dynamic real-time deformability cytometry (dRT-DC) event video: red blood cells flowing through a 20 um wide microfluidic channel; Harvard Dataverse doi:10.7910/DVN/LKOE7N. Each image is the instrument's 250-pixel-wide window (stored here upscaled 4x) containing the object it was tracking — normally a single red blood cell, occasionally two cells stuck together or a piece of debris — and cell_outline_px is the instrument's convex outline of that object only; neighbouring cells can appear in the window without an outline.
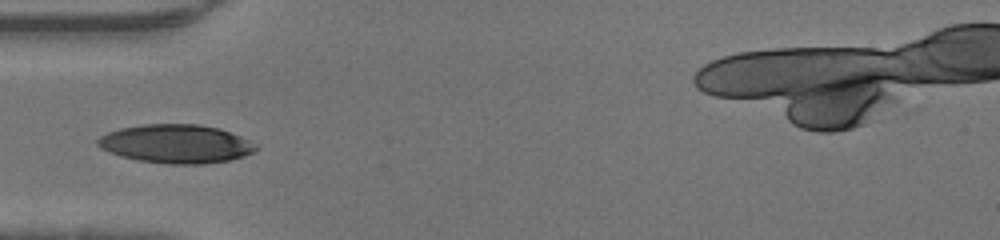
{"species": "human", "species_latin": "Homo sapiens", "temperature_condition": "warm", "stored_images_in_passage": 31, "camera_frame_rate_fps": 3000, "um_per_image_px": 0.085, "donor": {"sex": "male"}, "frame": {"image": 1, "passage_image": 1, "time_ms": 0.0, "image_size_px": [1000, 240], "cell_outline_px": [[260, 148], [244, 156], [228, 160], [204, 164], [168, 164], [136, 160], [120, 156], [100, 148], [96, 144], [96, 140], [100, 136], [108, 132], [120, 128], [144, 124], [200, 124], [220, 128], [240, 136], [248, 140]], "centroid_in_image_um": [14.94, 12.22], "position_along_channel_um": 70.1, "area_um2": 35.72}}
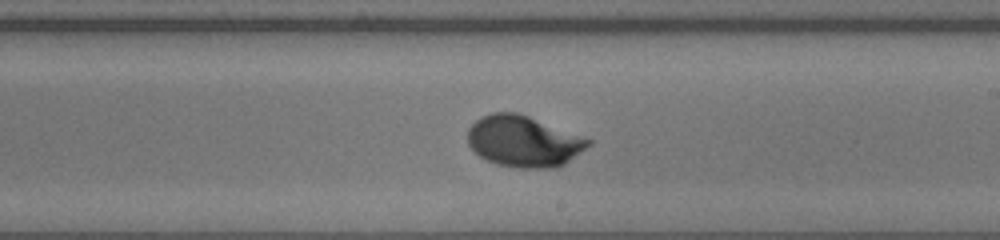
{"frame": {"image": 2, "passage_image": 13, "time_ms": 4.0, "image_size_px": [1000, 240], "cell_outline_px": [[592, 144], [564, 164], [552, 168], [516, 168], [496, 164], [480, 156], [468, 144], [468, 128], [480, 116], [492, 112], [516, 112], [528, 116], [592, 140]], "centroid_in_image_um": [44.49, 12.01], "position_along_channel_um": 244.5, "area_um2": 35.78}}
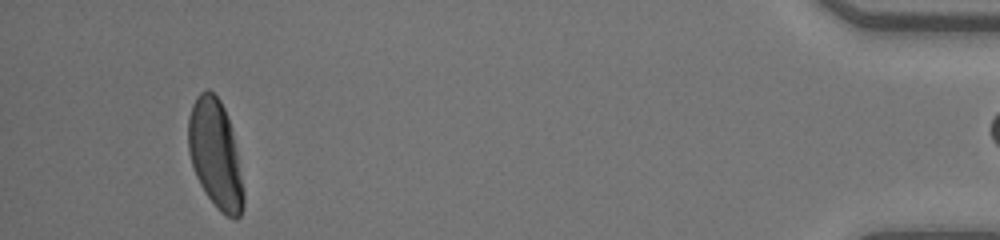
{"frame": {"image": 3, "passage_image": 30, "time_ms": 9.667, "image_size_px": [1000, 240], "cell_outline_px": [[244, 204], [240, 216], [236, 220], [220, 212], [216, 208], [204, 192], [196, 176], [188, 152], [188, 116], [192, 104], [196, 96], [200, 92], [208, 88], [220, 100], [224, 108], [232, 128], [236, 148], [244, 192]], "centroid_in_image_um": [18.3, 13.11], "position_along_channel_um": 416.9, "area_um2": 35.08}}